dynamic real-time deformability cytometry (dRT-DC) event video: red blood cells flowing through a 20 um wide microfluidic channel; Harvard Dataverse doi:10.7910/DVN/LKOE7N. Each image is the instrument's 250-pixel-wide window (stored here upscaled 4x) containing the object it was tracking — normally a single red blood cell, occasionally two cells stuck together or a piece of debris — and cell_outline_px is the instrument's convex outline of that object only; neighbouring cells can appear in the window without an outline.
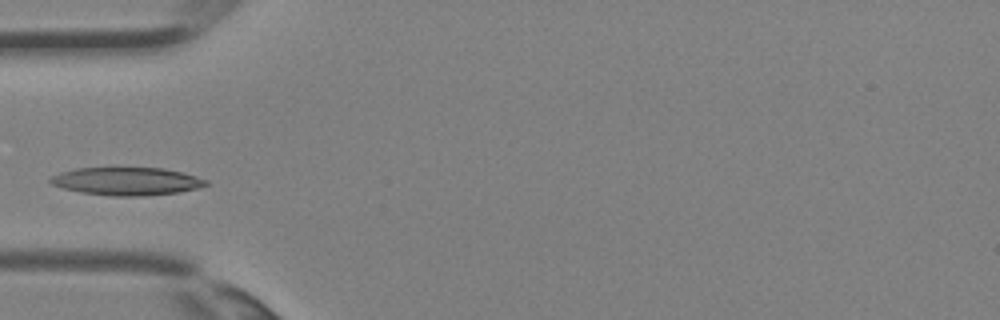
{"species": "Egyptian fruit bat (a non-hibernating species)", "species_latin": "Rousettus aegyptiacus", "temperature_condition": "room temperature", "stored_images_in_passage": 5, "camera_frame_rate_fps": 3000, "um_per_image_px": 0.085, "animal": {"sex": "female"}, "frame": {"image": 1, "passage_image": 5, "time_ms": 1.333, "image_size_px": [1000, 320], "cell_outline_px": [[208, 184], [196, 188], [176, 192], [144, 196], [112, 196], [80, 192], [64, 188], [52, 184], [48, 180], [52, 176], [60, 172], [76, 168], [164, 168], [184, 172], [208, 180]], "centroid_in_image_um": [10.77, 15.4], "position_along_channel_um": 74.2, "area_um2": 25.2}}